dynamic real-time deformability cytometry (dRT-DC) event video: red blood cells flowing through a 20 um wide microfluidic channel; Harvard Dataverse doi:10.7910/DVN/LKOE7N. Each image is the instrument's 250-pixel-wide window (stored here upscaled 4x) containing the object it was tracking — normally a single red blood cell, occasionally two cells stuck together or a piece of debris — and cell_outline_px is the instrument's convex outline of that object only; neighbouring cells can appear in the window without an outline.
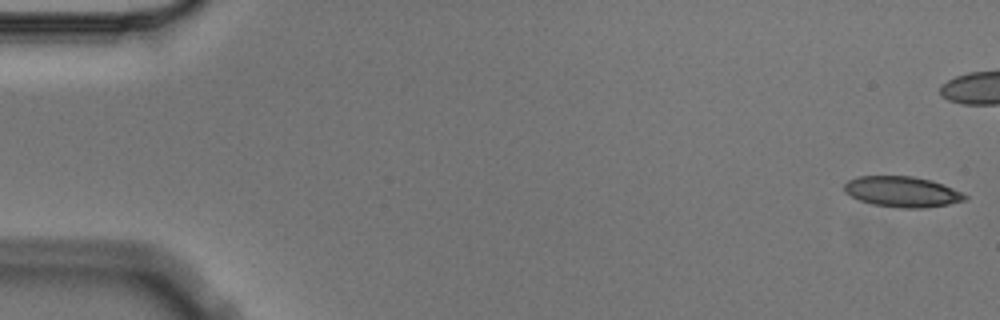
{"species": "Egyptian fruit bat (a non-hibernating species)", "species_latin": "Rousettus aegyptiacus", "temperature_condition": "cold", "stored_images_in_passage": 5, "camera_frame_rate_fps": 3000, "um_per_image_px": 0.085, "animal": {"sex": "male"}, "frame": {"image": 1, "passage_image": 1, "time_ms": 0.0, "image_size_px": [1000, 320], "cell_outline_px": [[968, 200], [948, 204], [924, 208], [900, 208], [872, 204], [860, 200], [844, 192], [844, 184], [848, 180], [856, 176], [912, 176], [932, 180], [952, 188], [968, 196]], "centroid_in_image_um": [76.68, 16.3], "position_along_channel_um": 8.3, "area_um2": 21.56}}